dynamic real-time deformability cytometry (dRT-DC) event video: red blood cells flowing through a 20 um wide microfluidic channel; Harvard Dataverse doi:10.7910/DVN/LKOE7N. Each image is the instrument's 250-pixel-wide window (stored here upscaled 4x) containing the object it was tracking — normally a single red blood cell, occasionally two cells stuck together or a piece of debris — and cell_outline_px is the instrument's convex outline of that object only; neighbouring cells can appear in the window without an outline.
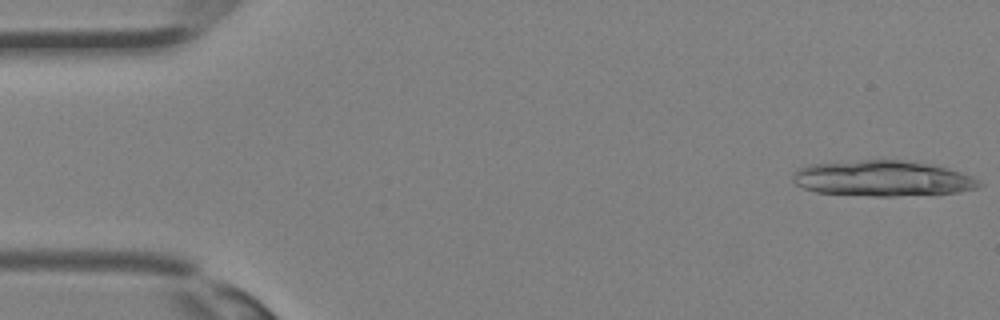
{"species": "Egyptian fruit bat (a non-hibernating species)", "species_latin": "Rousettus aegyptiacus", "temperature_condition": "room temperature", "stored_images_in_passage": 27, "camera_frame_rate_fps": 3000, "um_per_image_px": 0.085, "animal": {"sex": "female"}, "frame": {"image": 1, "passage_image": 1, "time_ms": 0.0, "image_size_px": [1000, 320], "cell_outline_px": [[984, 184], [976, 188], [960, 192], [936, 196], [872, 196], [816, 192], [804, 188], [796, 184], [792, 180], [792, 176], [800, 168], [808, 164], [864, 160], [900, 160], [936, 164], [972, 176], [980, 180]], "centroid_in_image_um": [75.12, 15.18], "position_along_channel_um": 9.9, "area_um2": 39.36}}
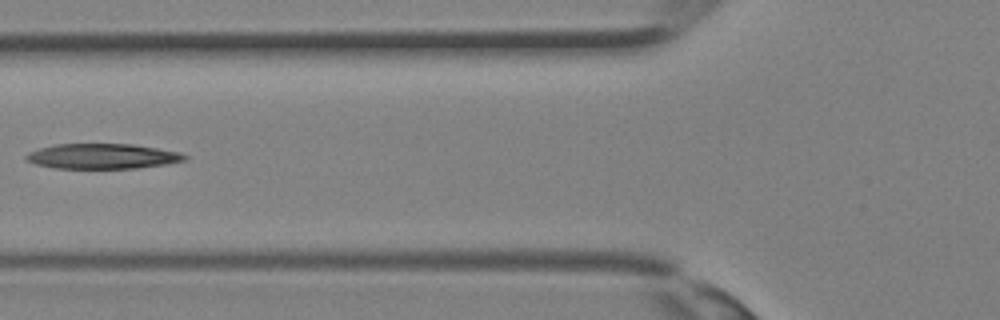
{"frame": {"image": 2, "passage_image": 14, "time_ms": 4.333, "image_size_px": [1000, 320], "cell_outline_px": [[188, 160], [164, 164], [136, 168], [56, 168], [36, 164], [28, 160], [24, 156], [28, 152], [40, 148], [56, 144], [132, 144], [180, 152], [188, 156]], "centroid_in_image_um": [8.72, 13.28], "position_along_channel_um": 117.1, "area_um2": 23.06}}
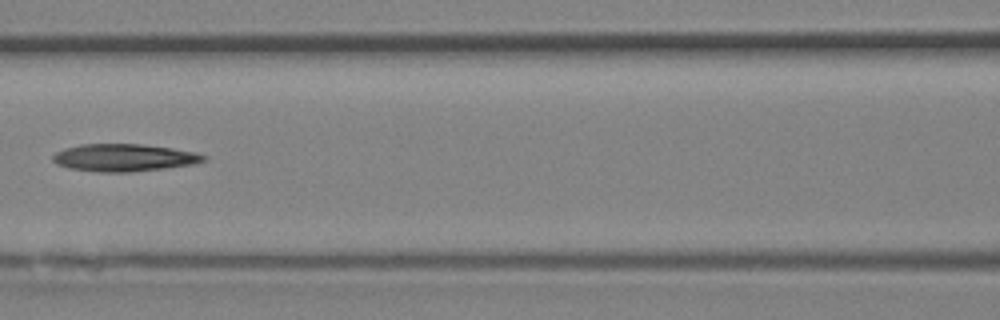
{"frame": {"image": 3, "passage_image": 16, "time_ms": 5.0, "image_size_px": [1000, 320], "cell_outline_px": [[208, 156], [204, 160], [192, 164], [164, 168], [128, 172], [100, 172], [68, 168], [56, 164], [52, 160], [52, 156], [56, 152], [64, 148], [80, 144], [140, 144], [172, 148], [196, 152]], "centroid_in_image_um": [10.5, 13.39], "position_along_channel_um": 156.1, "area_um2": 24.04}}